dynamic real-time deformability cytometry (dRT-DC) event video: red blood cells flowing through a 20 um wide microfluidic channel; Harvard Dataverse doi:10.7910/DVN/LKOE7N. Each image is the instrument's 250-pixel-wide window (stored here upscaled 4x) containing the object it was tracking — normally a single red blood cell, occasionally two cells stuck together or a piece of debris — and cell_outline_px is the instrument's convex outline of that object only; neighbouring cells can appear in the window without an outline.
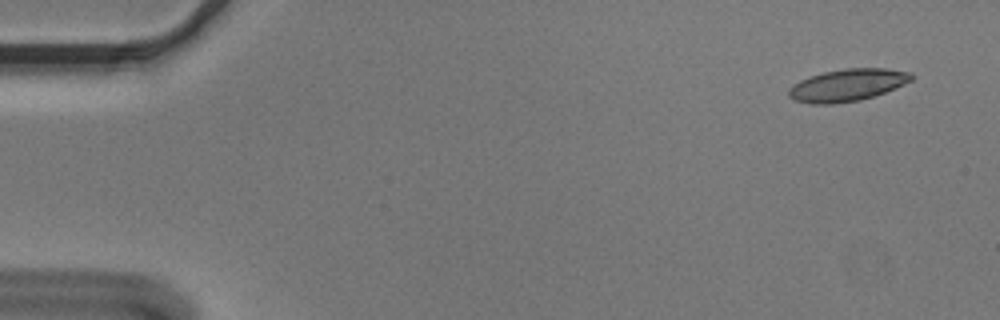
{"species": "Egyptian fruit bat (a non-hibernating species)", "species_latin": "Rousettus aegyptiacus", "temperature_condition": "cold", "stored_images_in_passage": 4, "segment_of_instrument_passage": [1, 2], "camera_frame_rate_fps": 3000, "um_per_image_px": 0.085, "animal": {"sex": "male"}, "frame": {"image": 1, "passage_image": 1, "time_ms": 0.0, "image_size_px": [1000, 320], "cell_outline_px": [[912, 80], [904, 84], [884, 92], [860, 100], [832, 104], [808, 104], [796, 100], [788, 96], [788, 88], [792, 84], [800, 80], [824, 72], [844, 68], [888, 68], [912, 72]], "centroid_in_image_um": [72.01, 7.23], "position_along_channel_um": 13.0, "area_um2": 23.0}}
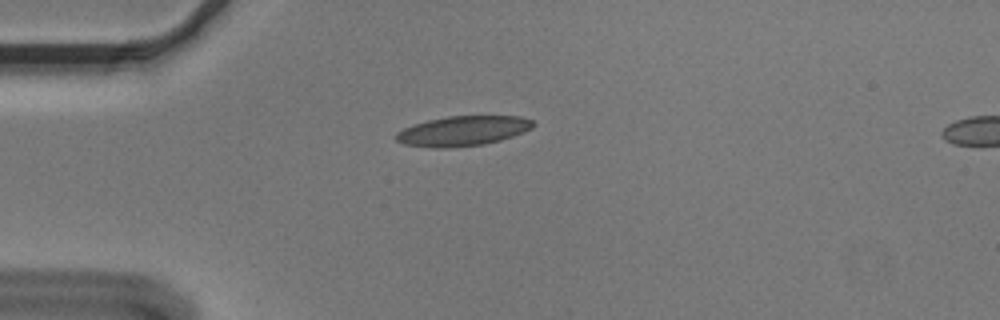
{"frame": {"image": 2, "passage_image": 3, "time_ms": 0.667, "image_size_px": [1000, 320], "cell_outline_px": [[536, 124], [532, 128], [524, 132], [500, 140], [484, 144], [444, 148], [432, 148], [404, 144], [396, 140], [396, 132], [412, 124], [428, 120], [448, 116], [520, 116], [532, 120]], "centroid_in_image_um": [39.34, 11.12], "position_along_channel_um": 45.7, "area_um2": 23.87}}